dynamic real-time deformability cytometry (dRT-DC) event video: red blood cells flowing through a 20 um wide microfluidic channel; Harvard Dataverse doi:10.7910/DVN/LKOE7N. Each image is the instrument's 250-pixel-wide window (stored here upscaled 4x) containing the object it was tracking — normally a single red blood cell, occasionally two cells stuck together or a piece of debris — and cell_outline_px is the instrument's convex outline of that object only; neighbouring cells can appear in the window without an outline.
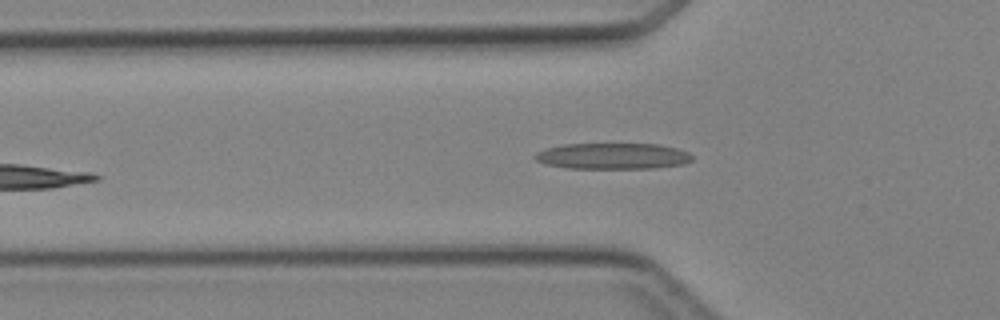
{"species": "Egyptian fruit bat (a non-hibernating species)", "species_latin": "Rousettus aegyptiacus", "temperature_condition": "cold", "stored_images_in_passage": 6, "camera_frame_rate_fps": 3000, "um_per_image_px": 0.085, "animal": {"sex": "female"}, "frame": {"image": 1, "passage_image": 5, "time_ms": 5.0, "image_size_px": [1000, 320], "cell_outline_px": [[692, 160], [684, 164], [656, 168], [568, 168], [548, 164], [536, 160], [532, 156], [536, 152], [544, 148], [564, 144], [656, 144], [676, 148], [688, 152], [692, 156]], "centroid_in_image_um": [52.07, 13.26], "position_along_channel_um": 73.7, "area_um2": 23.87}}
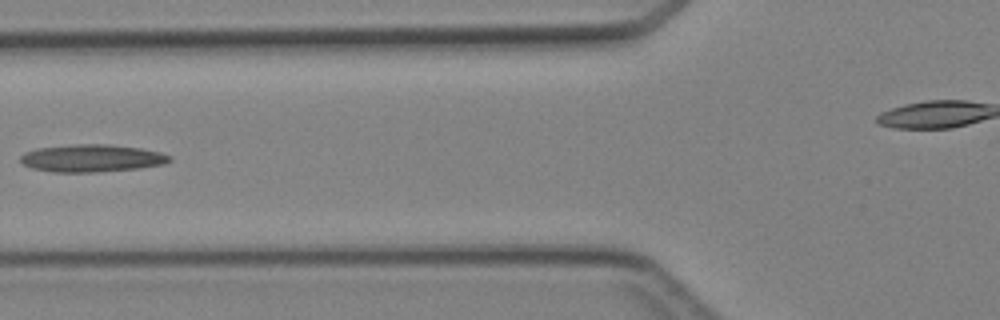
{"frame": {"image": 2, "passage_image": 6, "time_ms": 6.0, "image_size_px": [1000, 320], "cell_outline_px": [[172, 160], [164, 164], [140, 168], [96, 172], [56, 172], [32, 168], [24, 164], [20, 160], [20, 156], [24, 152], [36, 148], [76, 144], [108, 144], [140, 148], [160, 152], [172, 156]], "centroid_in_image_um": [7.82, 13.44], "position_along_channel_um": 118.0, "area_um2": 23.93}}